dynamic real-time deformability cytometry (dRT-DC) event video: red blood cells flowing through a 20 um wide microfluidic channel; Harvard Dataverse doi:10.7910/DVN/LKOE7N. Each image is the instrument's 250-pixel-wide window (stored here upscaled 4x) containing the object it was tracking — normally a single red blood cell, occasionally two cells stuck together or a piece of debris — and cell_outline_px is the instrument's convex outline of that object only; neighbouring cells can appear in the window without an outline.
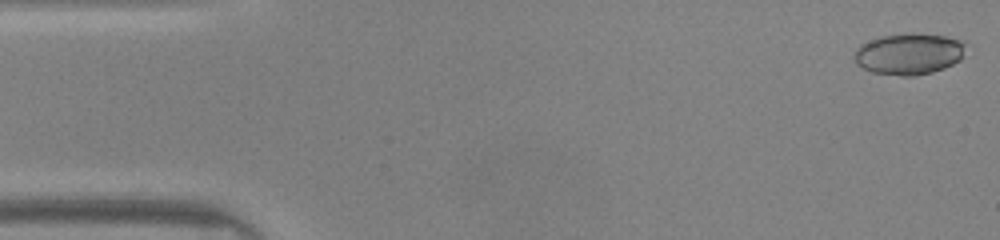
{"species": "common noctule bat (a hibernating species)", "species_latin": "Nyctalus noctula", "temperature_condition": "warm", "stored_images_in_passage": 48, "camera_frame_rate_fps": 3000, "um_per_image_px": 0.085, "animal": {"sex": "male", "body_mass_g": 20.0, "forearm_length_mm": 53.3}, "frame": {"image": 1, "passage_image": 1, "time_ms": 0.0, "image_size_px": [1000, 240], "cell_outline_px": [[964, 56], [960, 60], [944, 68], [932, 72], [916, 76], [900, 76], [872, 72], [856, 64], [852, 56], [856, 48], [860, 44], [880, 36], [944, 36], [960, 40], [964, 44]], "centroid_in_image_um": [77.21, 4.64], "position_along_channel_um": 7.8, "area_um2": 26.18}}
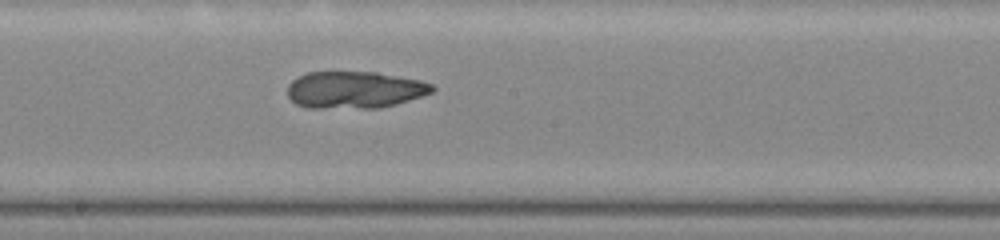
{"frame": {"image": 2, "passage_image": 25, "time_ms": 8.0, "image_size_px": [1000, 240], "cell_outline_px": [[436, 88], [432, 92], [396, 104], [380, 108], [308, 108], [296, 104], [288, 96], [288, 84], [296, 76], [308, 72], [376, 72], [420, 80], [432, 84]], "centroid_in_image_um": [30.11, 7.63], "position_along_channel_um": 218.1, "area_um2": 31.33}}
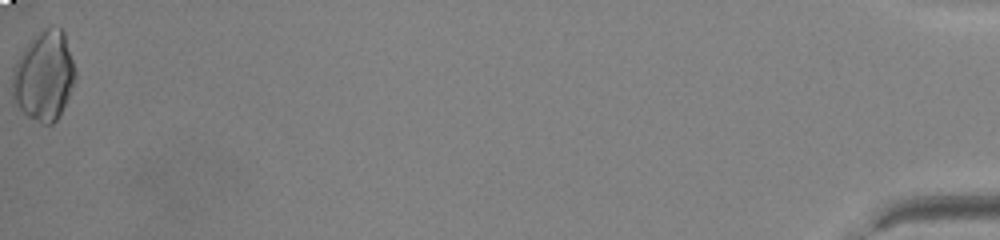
{"frame": {"image": 3, "passage_image": 48, "time_ms": 15.667, "image_size_px": [1000, 240], "cell_outline_px": [[76, 76], [68, 96], [56, 120], [52, 124], [44, 124], [28, 116], [12, 100], [12, 68], [28, 40], [36, 32], [52, 24], [60, 24], [64, 32], [76, 72]], "centroid_in_image_um": [3.72, 6.37], "position_along_channel_um": 431.5, "area_um2": 33.12}, "authors_computed_cell_mechanics": {"area_um2": 29.9404, "velocity_mm_per_s": 4.1961, "shape_relaxation_time_tau1_ms": null, "shape_relaxation_time_tau2_ms": 1.6364, "deformation_change_tau1": null, "deformation_change_tau2": 0.0677}}